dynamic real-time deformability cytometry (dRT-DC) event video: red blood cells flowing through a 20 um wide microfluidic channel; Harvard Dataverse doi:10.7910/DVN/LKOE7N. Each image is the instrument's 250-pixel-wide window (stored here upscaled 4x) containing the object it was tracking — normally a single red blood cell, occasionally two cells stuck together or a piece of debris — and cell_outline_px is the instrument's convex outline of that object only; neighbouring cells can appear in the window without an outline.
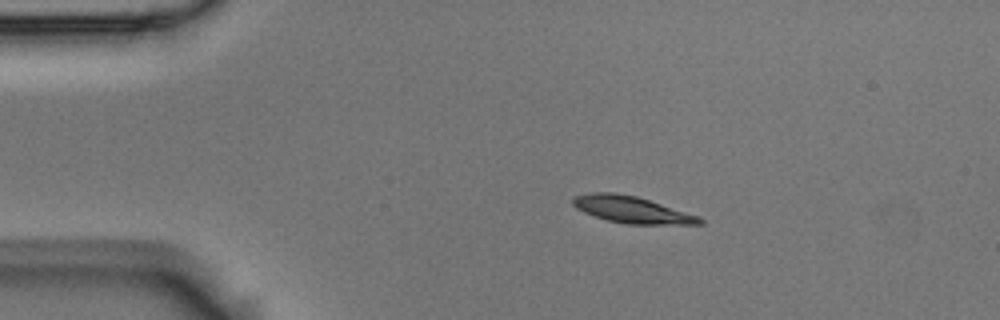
{"species": "Egyptian fruit bat (a non-hibernating species)", "species_latin": "Rousettus aegyptiacus", "temperature_condition": "room temperature", "stored_images_in_passage": 7, "camera_frame_rate_fps": 3000, "um_per_image_px": 0.085, "animal": {"sex": "male"}, "frame": {"image": 1, "passage_image": 3, "time_ms": 0.667, "image_size_px": [1000, 320], "cell_outline_px": [[704, 224], [624, 224], [608, 220], [584, 212], [576, 208], [572, 204], [572, 200], [576, 196], [592, 192], [612, 192], [636, 196], [700, 216], [704, 220]], "centroid_in_image_um": [53.72, 17.82], "position_along_channel_um": 31.3, "area_um2": 19.59}}
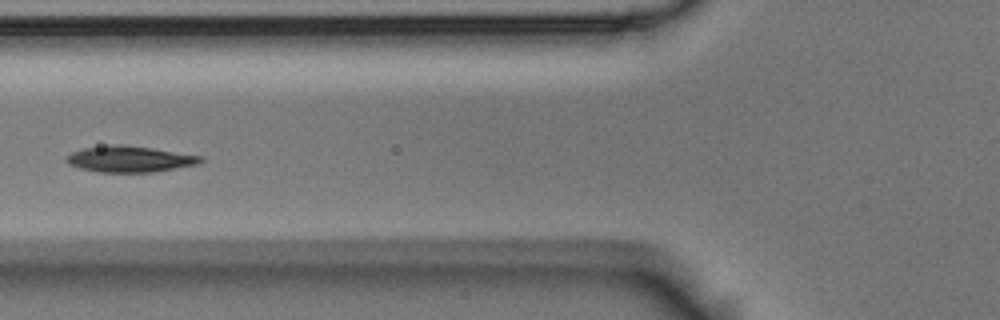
{"frame": {"image": 2, "passage_image": 6, "time_ms": 1.667, "image_size_px": [1000, 320], "cell_outline_px": [[204, 160], [200, 164], [152, 172], [100, 172], [80, 168], [68, 164], [64, 160], [64, 156], [72, 152], [84, 148], [108, 144], [124, 144], [152, 148], [204, 156]], "centroid_in_image_um": [11.02, 13.51], "position_along_channel_um": 114.8, "area_um2": 20.69}}
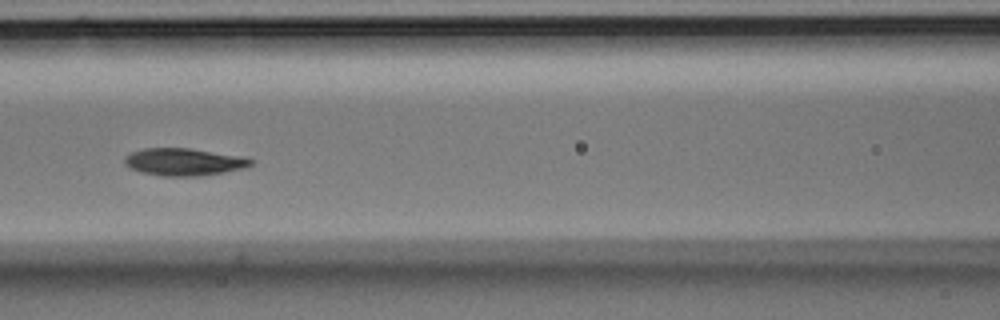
{"frame": {"image": 3, "passage_image": 7, "time_ms": 2.0, "image_size_px": [1000, 320], "cell_outline_px": [[256, 160], [252, 164], [244, 168], [224, 172], [200, 176], [164, 176], [140, 172], [128, 168], [124, 164], [124, 156], [132, 152], [144, 148], [188, 148], [244, 156]], "centroid_in_image_um": [15.63, 13.76], "position_along_channel_um": 151.0, "area_um2": 20.35}}